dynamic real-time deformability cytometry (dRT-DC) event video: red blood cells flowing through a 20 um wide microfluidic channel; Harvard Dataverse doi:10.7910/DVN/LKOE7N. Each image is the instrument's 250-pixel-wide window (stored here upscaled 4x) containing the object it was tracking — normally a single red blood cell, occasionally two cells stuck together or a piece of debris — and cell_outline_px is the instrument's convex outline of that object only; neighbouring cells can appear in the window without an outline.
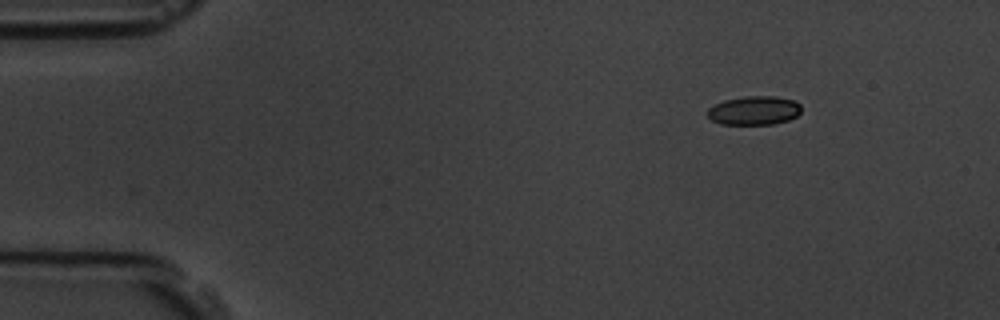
{"species": "common noctule bat (a hibernating species)", "species_latin": "Nyctalus noctula", "temperature_condition": "room temperature", "stored_images_in_passage": 10, "camera_frame_rate_fps": 3000, "um_per_image_px": 0.085, "animal": {"sex": "male", "body_mass_g": 19.5, "forearm_length_mm": 54.6}, "frame": {"image": 1, "passage_image": 1, "time_ms": 0.0, "image_size_px": [1000, 320], "cell_outline_px": [[800, 112], [796, 116], [788, 120], [772, 124], [720, 124], [712, 120], [708, 116], [708, 108], [724, 100], [744, 96], [776, 96], [796, 100], [800, 104]], "centroid_in_image_um": [64.12, 9.38], "position_along_channel_um": 20.9, "area_um2": 15.78}}